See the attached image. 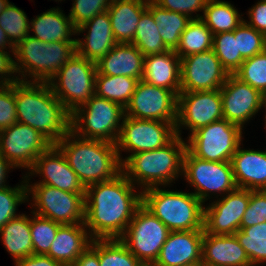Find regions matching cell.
Returning <instances> with one entry per match:
<instances>
[{"mask_svg": "<svg viewBox=\"0 0 266 266\" xmlns=\"http://www.w3.org/2000/svg\"><path fill=\"white\" fill-rule=\"evenodd\" d=\"M133 186L121 172L112 180L86 187L84 224L91 230V239H120L125 234L142 204V194L135 195Z\"/></svg>", "mask_w": 266, "mask_h": 266, "instance_id": "cell-1", "label": "cell"}, {"mask_svg": "<svg viewBox=\"0 0 266 266\" xmlns=\"http://www.w3.org/2000/svg\"><path fill=\"white\" fill-rule=\"evenodd\" d=\"M17 122L38 130L52 144L71 131V113L48 82H14Z\"/></svg>", "mask_w": 266, "mask_h": 266, "instance_id": "cell-2", "label": "cell"}, {"mask_svg": "<svg viewBox=\"0 0 266 266\" xmlns=\"http://www.w3.org/2000/svg\"><path fill=\"white\" fill-rule=\"evenodd\" d=\"M76 135L69 131L55 145L64 154L69 166L78 179L87 186L114 179L122 172L115 143L102 140L80 138L70 140Z\"/></svg>", "mask_w": 266, "mask_h": 266, "instance_id": "cell-3", "label": "cell"}, {"mask_svg": "<svg viewBox=\"0 0 266 266\" xmlns=\"http://www.w3.org/2000/svg\"><path fill=\"white\" fill-rule=\"evenodd\" d=\"M186 150V143L180 136H176L162 148L128 156L122 162V173L131 183L137 179L135 181H138L145 189L168 184L179 172L183 171Z\"/></svg>", "mask_w": 266, "mask_h": 266, "instance_id": "cell-4", "label": "cell"}, {"mask_svg": "<svg viewBox=\"0 0 266 266\" xmlns=\"http://www.w3.org/2000/svg\"><path fill=\"white\" fill-rule=\"evenodd\" d=\"M142 191V205L170 231L204 230V207L193 193L160 190Z\"/></svg>", "mask_w": 266, "mask_h": 266, "instance_id": "cell-5", "label": "cell"}, {"mask_svg": "<svg viewBox=\"0 0 266 266\" xmlns=\"http://www.w3.org/2000/svg\"><path fill=\"white\" fill-rule=\"evenodd\" d=\"M122 117H125V108L113 101L93 95L71 114V131L81 138L116 144L121 131L119 121ZM82 123L86 124V127L83 128Z\"/></svg>", "mask_w": 266, "mask_h": 266, "instance_id": "cell-6", "label": "cell"}, {"mask_svg": "<svg viewBox=\"0 0 266 266\" xmlns=\"http://www.w3.org/2000/svg\"><path fill=\"white\" fill-rule=\"evenodd\" d=\"M96 63L75 53L48 82L54 95L72 114L95 95ZM58 78L59 84L53 81Z\"/></svg>", "mask_w": 266, "mask_h": 266, "instance_id": "cell-7", "label": "cell"}, {"mask_svg": "<svg viewBox=\"0 0 266 266\" xmlns=\"http://www.w3.org/2000/svg\"><path fill=\"white\" fill-rule=\"evenodd\" d=\"M169 233L168 227L141 204L120 240L145 266H152Z\"/></svg>", "mask_w": 266, "mask_h": 266, "instance_id": "cell-8", "label": "cell"}, {"mask_svg": "<svg viewBox=\"0 0 266 266\" xmlns=\"http://www.w3.org/2000/svg\"><path fill=\"white\" fill-rule=\"evenodd\" d=\"M241 133L240 126L223 118L193 132L186 144L187 150L202 160L231 161L241 144Z\"/></svg>", "mask_w": 266, "mask_h": 266, "instance_id": "cell-9", "label": "cell"}, {"mask_svg": "<svg viewBox=\"0 0 266 266\" xmlns=\"http://www.w3.org/2000/svg\"><path fill=\"white\" fill-rule=\"evenodd\" d=\"M121 131L116 143L119 160L120 148L134 151L136 154L162 148L170 143L176 136V123L159 120L135 119L123 117Z\"/></svg>", "mask_w": 266, "mask_h": 266, "instance_id": "cell-10", "label": "cell"}, {"mask_svg": "<svg viewBox=\"0 0 266 266\" xmlns=\"http://www.w3.org/2000/svg\"><path fill=\"white\" fill-rule=\"evenodd\" d=\"M27 191L33 194L36 212L39 216L63 224L84 223L85 193L60 190L47 184H35Z\"/></svg>", "mask_w": 266, "mask_h": 266, "instance_id": "cell-11", "label": "cell"}, {"mask_svg": "<svg viewBox=\"0 0 266 266\" xmlns=\"http://www.w3.org/2000/svg\"><path fill=\"white\" fill-rule=\"evenodd\" d=\"M186 180L197 190L193 194L203 203L211 191L231 192L237 188L231 161H206L186 150L183 171Z\"/></svg>", "mask_w": 266, "mask_h": 266, "instance_id": "cell-12", "label": "cell"}, {"mask_svg": "<svg viewBox=\"0 0 266 266\" xmlns=\"http://www.w3.org/2000/svg\"><path fill=\"white\" fill-rule=\"evenodd\" d=\"M52 143L38 130L16 122L0 131V153L15 167L29 169Z\"/></svg>", "mask_w": 266, "mask_h": 266, "instance_id": "cell-13", "label": "cell"}, {"mask_svg": "<svg viewBox=\"0 0 266 266\" xmlns=\"http://www.w3.org/2000/svg\"><path fill=\"white\" fill-rule=\"evenodd\" d=\"M125 116L176 123L177 95L168 89L139 80L125 107Z\"/></svg>", "mask_w": 266, "mask_h": 266, "instance_id": "cell-14", "label": "cell"}, {"mask_svg": "<svg viewBox=\"0 0 266 266\" xmlns=\"http://www.w3.org/2000/svg\"><path fill=\"white\" fill-rule=\"evenodd\" d=\"M220 89L212 91L180 92L177 96L176 134L180 125L189 127L191 134L197 129L223 119Z\"/></svg>", "mask_w": 266, "mask_h": 266, "instance_id": "cell-15", "label": "cell"}, {"mask_svg": "<svg viewBox=\"0 0 266 266\" xmlns=\"http://www.w3.org/2000/svg\"><path fill=\"white\" fill-rule=\"evenodd\" d=\"M229 75L213 49L181 58V92L220 89Z\"/></svg>", "mask_w": 266, "mask_h": 266, "instance_id": "cell-16", "label": "cell"}, {"mask_svg": "<svg viewBox=\"0 0 266 266\" xmlns=\"http://www.w3.org/2000/svg\"><path fill=\"white\" fill-rule=\"evenodd\" d=\"M250 200V190L236 188L215 204L204 208V232L213 235H234Z\"/></svg>", "mask_w": 266, "mask_h": 266, "instance_id": "cell-17", "label": "cell"}, {"mask_svg": "<svg viewBox=\"0 0 266 266\" xmlns=\"http://www.w3.org/2000/svg\"><path fill=\"white\" fill-rule=\"evenodd\" d=\"M223 116L227 121L242 128L243 123L255 115L263 107V94L242 82L234 74L220 88Z\"/></svg>", "mask_w": 266, "mask_h": 266, "instance_id": "cell-18", "label": "cell"}, {"mask_svg": "<svg viewBox=\"0 0 266 266\" xmlns=\"http://www.w3.org/2000/svg\"><path fill=\"white\" fill-rule=\"evenodd\" d=\"M31 170L44 175L39 184H47L67 192L85 193L86 188L55 144L37 157Z\"/></svg>", "mask_w": 266, "mask_h": 266, "instance_id": "cell-19", "label": "cell"}, {"mask_svg": "<svg viewBox=\"0 0 266 266\" xmlns=\"http://www.w3.org/2000/svg\"><path fill=\"white\" fill-rule=\"evenodd\" d=\"M204 230L170 231L152 266H182L202 260Z\"/></svg>", "mask_w": 266, "mask_h": 266, "instance_id": "cell-20", "label": "cell"}, {"mask_svg": "<svg viewBox=\"0 0 266 266\" xmlns=\"http://www.w3.org/2000/svg\"><path fill=\"white\" fill-rule=\"evenodd\" d=\"M87 28L90 29L85 37L86 41L76 39V53L97 63L117 44L108 12L96 15L78 27L76 33Z\"/></svg>", "mask_w": 266, "mask_h": 266, "instance_id": "cell-21", "label": "cell"}, {"mask_svg": "<svg viewBox=\"0 0 266 266\" xmlns=\"http://www.w3.org/2000/svg\"><path fill=\"white\" fill-rule=\"evenodd\" d=\"M142 80L173 91L181 92V59L173 50L145 56Z\"/></svg>", "mask_w": 266, "mask_h": 266, "instance_id": "cell-22", "label": "cell"}, {"mask_svg": "<svg viewBox=\"0 0 266 266\" xmlns=\"http://www.w3.org/2000/svg\"><path fill=\"white\" fill-rule=\"evenodd\" d=\"M202 262L206 266H251L245 249L235 235H213L205 232Z\"/></svg>", "mask_w": 266, "mask_h": 266, "instance_id": "cell-23", "label": "cell"}, {"mask_svg": "<svg viewBox=\"0 0 266 266\" xmlns=\"http://www.w3.org/2000/svg\"><path fill=\"white\" fill-rule=\"evenodd\" d=\"M144 58L132 43H117L96 63L97 74L142 80Z\"/></svg>", "mask_w": 266, "mask_h": 266, "instance_id": "cell-24", "label": "cell"}, {"mask_svg": "<svg viewBox=\"0 0 266 266\" xmlns=\"http://www.w3.org/2000/svg\"><path fill=\"white\" fill-rule=\"evenodd\" d=\"M237 188L266 190V152L241 150L238 147L231 159Z\"/></svg>", "mask_w": 266, "mask_h": 266, "instance_id": "cell-25", "label": "cell"}, {"mask_svg": "<svg viewBox=\"0 0 266 266\" xmlns=\"http://www.w3.org/2000/svg\"><path fill=\"white\" fill-rule=\"evenodd\" d=\"M84 227V223L60 225L46 255L62 266H72L92 242Z\"/></svg>", "mask_w": 266, "mask_h": 266, "instance_id": "cell-26", "label": "cell"}, {"mask_svg": "<svg viewBox=\"0 0 266 266\" xmlns=\"http://www.w3.org/2000/svg\"><path fill=\"white\" fill-rule=\"evenodd\" d=\"M145 0H112L107 9L117 43H131L142 13L147 9Z\"/></svg>", "mask_w": 266, "mask_h": 266, "instance_id": "cell-27", "label": "cell"}, {"mask_svg": "<svg viewBox=\"0 0 266 266\" xmlns=\"http://www.w3.org/2000/svg\"><path fill=\"white\" fill-rule=\"evenodd\" d=\"M31 26L35 33V38L42 42H76V39H70V35L73 32L76 33L71 18L65 17V15L58 8H52L51 10L38 15L31 22Z\"/></svg>", "mask_w": 266, "mask_h": 266, "instance_id": "cell-28", "label": "cell"}, {"mask_svg": "<svg viewBox=\"0 0 266 266\" xmlns=\"http://www.w3.org/2000/svg\"><path fill=\"white\" fill-rule=\"evenodd\" d=\"M0 233L4 246L15 262L33 254L30 219L26 215L10 219L0 229Z\"/></svg>", "mask_w": 266, "mask_h": 266, "instance_id": "cell-29", "label": "cell"}, {"mask_svg": "<svg viewBox=\"0 0 266 266\" xmlns=\"http://www.w3.org/2000/svg\"><path fill=\"white\" fill-rule=\"evenodd\" d=\"M147 9L152 13L165 46L169 50L175 51L179 45L181 34L191 18L182 13L161 8L153 0L148 1Z\"/></svg>", "mask_w": 266, "mask_h": 266, "instance_id": "cell-30", "label": "cell"}, {"mask_svg": "<svg viewBox=\"0 0 266 266\" xmlns=\"http://www.w3.org/2000/svg\"><path fill=\"white\" fill-rule=\"evenodd\" d=\"M138 79L128 76L96 74L95 95L125 108L135 92Z\"/></svg>", "mask_w": 266, "mask_h": 266, "instance_id": "cell-31", "label": "cell"}, {"mask_svg": "<svg viewBox=\"0 0 266 266\" xmlns=\"http://www.w3.org/2000/svg\"><path fill=\"white\" fill-rule=\"evenodd\" d=\"M213 48V33L197 15L192 18L182 32L175 53L181 58L201 53Z\"/></svg>", "mask_w": 266, "mask_h": 266, "instance_id": "cell-32", "label": "cell"}, {"mask_svg": "<svg viewBox=\"0 0 266 266\" xmlns=\"http://www.w3.org/2000/svg\"><path fill=\"white\" fill-rule=\"evenodd\" d=\"M204 16L200 18L211 30L213 35L221 32H232L244 21L239 18L237 10L233 5L217 0H207Z\"/></svg>", "mask_w": 266, "mask_h": 266, "instance_id": "cell-33", "label": "cell"}, {"mask_svg": "<svg viewBox=\"0 0 266 266\" xmlns=\"http://www.w3.org/2000/svg\"><path fill=\"white\" fill-rule=\"evenodd\" d=\"M144 55L159 54L168 51L154 22L152 13L146 9L138 22L135 36L131 42Z\"/></svg>", "mask_w": 266, "mask_h": 266, "instance_id": "cell-34", "label": "cell"}, {"mask_svg": "<svg viewBox=\"0 0 266 266\" xmlns=\"http://www.w3.org/2000/svg\"><path fill=\"white\" fill-rule=\"evenodd\" d=\"M76 42H50L42 47L41 82H49L61 67L75 55Z\"/></svg>", "mask_w": 266, "mask_h": 266, "instance_id": "cell-35", "label": "cell"}, {"mask_svg": "<svg viewBox=\"0 0 266 266\" xmlns=\"http://www.w3.org/2000/svg\"><path fill=\"white\" fill-rule=\"evenodd\" d=\"M234 235L245 249L251 266L266 261V222L239 229Z\"/></svg>", "mask_w": 266, "mask_h": 266, "instance_id": "cell-36", "label": "cell"}, {"mask_svg": "<svg viewBox=\"0 0 266 266\" xmlns=\"http://www.w3.org/2000/svg\"><path fill=\"white\" fill-rule=\"evenodd\" d=\"M100 266H145L120 239H98Z\"/></svg>", "mask_w": 266, "mask_h": 266, "instance_id": "cell-37", "label": "cell"}, {"mask_svg": "<svg viewBox=\"0 0 266 266\" xmlns=\"http://www.w3.org/2000/svg\"><path fill=\"white\" fill-rule=\"evenodd\" d=\"M45 45V42L28 35L14 47L13 54L22 64L25 73L33 75L31 77H34V82H41V55L42 47Z\"/></svg>", "mask_w": 266, "mask_h": 266, "instance_id": "cell-38", "label": "cell"}, {"mask_svg": "<svg viewBox=\"0 0 266 266\" xmlns=\"http://www.w3.org/2000/svg\"><path fill=\"white\" fill-rule=\"evenodd\" d=\"M212 49L229 74H234L245 60L238 52L234 30L213 35Z\"/></svg>", "mask_w": 266, "mask_h": 266, "instance_id": "cell-39", "label": "cell"}, {"mask_svg": "<svg viewBox=\"0 0 266 266\" xmlns=\"http://www.w3.org/2000/svg\"><path fill=\"white\" fill-rule=\"evenodd\" d=\"M28 22L24 11L10 3L0 14V27L14 47L29 35L31 27Z\"/></svg>", "mask_w": 266, "mask_h": 266, "instance_id": "cell-40", "label": "cell"}, {"mask_svg": "<svg viewBox=\"0 0 266 266\" xmlns=\"http://www.w3.org/2000/svg\"><path fill=\"white\" fill-rule=\"evenodd\" d=\"M60 225V223L37 214L30 219L33 254L46 255L49 252Z\"/></svg>", "mask_w": 266, "mask_h": 266, "instance_id": "cell-41", "label": "cell"}, {"mask_svg": "<svg viewBox=\"0 0 266 266\" xmlns=\"http://www.w3.org/2000/svg\"><path fill=\"white\" fill-rule=\"evenodd\" d=\"M242 82L266 93V52L263 51L251 58L245 59L234 73Z\"/></svg>", "mask_w": 266, "mask_h": 266, "instance_id": "cell-42", "label": "cell"}, {"mask_svg": "<svg viewBox=\"0 0 266 266\" xmlns=\"http://www.w3.org/2000/svg\"><path fill=\"white\" fill-rule=\"evenodd\" d=\"M237 38L238 52L248 59L264 51V34L243 22L234 29Z\"/></svg>", "mask_w": 266, "mask_h": 266, "instance_id": "cell-43", "label": "cell"}, {"mask_svg": "<svg viewBox=\"0 0 266 266\" xmlns=\"http://www.w3.org/2000/svg\"><path fill=\"white\" fill-rule=\"evenodd\" d=\"M14 79V80H13ZM20 78H5L0 81V131L17 122L14 82Z\"/></svg>", "mask_w": 266, "mask_h": 266, "instance_id": "cell-44", "label": "cell"}, {"mask_svg": "<svg viewBox=\"0 0 266 266\" xmlns=\"http://www.w3.org/2000/svg\"><path fill=\"white\" fill-rule=\"evenodd\" d=\"M27 183L16 188L8 186L0 188V229L12 218L17 217L15 214L16 206L27 199Z\"/></svg>", "mask_w": 266, "mask_h": 266, "instance_id": "cell-45", "label": "cell"}, {"mask_svg": "<svg viewBox=\"0 0 266 266\" xmlns=\"http://www.w3.org/2000/svg\"><path fill=\"white\" fill-rule=\"evenodd\" d=\"M112 0H75L69 17L77 29L98 14L107 11Z\"/></svg>", "mask_w": 266, "mask_h": 266, "instance_id": "cell-46", "label": "cell"}, {"mask_svg": "<svg viewBox=\"0 0 266 266\" xmlns=\"http://www.w3.org/2000/svg\"><path fill=\"white\" fill-rule=\"evenodd\" d=\"M266 222V190H250V200L240 229Z\"/></svg>", "mask_w": 266, "mask_h": 266, "instance_id": "cell-47", "label": "cell"}, {"mask_svg": "<svg viewBox=\"0 0 266 266\" xmlns=\"http://www.w3.org/2000/svg\"><path fill=\"white\" fill-rule=\"evenodd\" d=\"M161 8L182 13L192 19L190 14L205 9L207 0H153ZM191 12V13H190Z\"/></svg>", "mask_w": 266, "mask_h": 266, "instance_id": "cell-48", "label": "cell"}, {"mask_svg": "<svg viewBox=\"0 0 266 266\" xmlns=\"http://www.w3.org/2000/svg\"><path fill=\"white\" fill-rule=\"evenodd\" d=\"M250 16V27L255 28L257 31L266 34V0H262L253 6L248 12Z\"/></svg>", "mask_w": 266, "mask_h": 266, "instance_id": "cell-49", "label": "cell"}, {"mask_svg": "<svg viewBox=\"0 0 266 266\" xmlns=\"http://www.w3.org/2000/svg\"><path fill=\"white\" fill-rule=\"evenodd\" d=\"M72 266H100L98 239H92L90 246L77 258Z\"/></svg>", "mask_w": 266, "mask_h": 266, "instance_id": "cell-50", "label": "cell"}, {"mask_svg": "<svg viewBox=\"0 0 266 266\" xmlns=\"http://www.w3.org/2000/svg\"><path fill=\"white\" fill-rule=\"evenodd\" d=\"M16 266H62L59 262L53 260L47 255L32 254L29 257L16 261Z\"/></svg>", "mask_w": 266, "mask_h": 266, "instance_id": "cell-51", "label": "cell"}, {"mask_svg": "<svg viewBox=\"0 0 266 266\" xmlns=\"http://www.w3.org/2000/svg\"><path fill=\"white\" fill-rule=\"evenodd\" d=\"M19 63L15 62L12 57H10V55L8 54V52H5L3 50L0 49V74L5 75L6 73L8 74H13L14 72H22L23 77H25V75L23 74L24 71H20L22 70L21 66L19 65Z\"/></svg>", "mask_w": 266, "mask_h": 266, "instance_id": "cell-52", "label": "cell"}, {"mask_svg": "<svg viewBox=\"0 0 266 266\" xmlns=\"http://www.w3.org/2000/svg\"><path fill=\"white\" fill-rule=\"evenodd\" d=\"M9 167H14L1 153H0V188L6 187L5 175ZM4 184V185H3Z\"/></svg>", "mask_w": 266, "mask_h": 266, "instance_id": "cell-53", "label": "cell"}, {"mask_svg": "<svg viewBox=\"0 0 266 266\" xmlns=\"http://www.w3.org/2000/svg\"><path fill=\"white\" fill-rule=\"evenodd\" d=\"M8 38L6 36V33L4 32V30L0 27V49L3 50L5 49V45L8 44L10 45L9 47L12 48V52L14 53V46L11 44V42H8Z\"/></svg>", "mask_w": 266, "mask_h": 266, "instance_id": "cell-54", "label": "cell"}, {"mask_svg": "<svg viewBox=\"0 0 266 266\" xmlns=\"http://www.w3.org/2000/svg\"><path fill=\"white\" fill-rule=\"evenodd\" d=\"M182 266H206V265L202 262V260H200L196 262L186 263Z\"/></svg>", "mask_w": 266, "mask_h": 266, "instance_id": "cell-55", "label": "cell"}, {"mask_svg": "<svg viewBox=\"0 0 266 266\" xmlns=\"http://www.w3.org/2000/svg\"><path fill=\"white\" fill-rule=\"evenodd\" d=\"M9 4L8 0H0V14Z\"/></svg>", "mask_w": 266, "mask_h": 266, "instance_id": "cell-56", "label": "cell"}, {"mask_svg": "<svg viewBox=\"0 0 266 266\" xmlns=\"http://www.w3.org/2000/svg\"><path fill=\"white\" fill-rule=\"evenodd\" d=\"M262 105L264 106H266V93L265 94H263V103H262ZM266 121V120H265Z\"/></svg>", "mask_w": 266, "mask_h": 266, "instance_id": "cell-57", "label": "cell"}, {"mask_svg": "<svg viewBox=\"0 0 266 266\" xmlns=\"http://www.w3.org/2000/svg\"><path fill=\"white\" fill-rule=\"evenodd\" d=\"M264 51L266 52V34L264 35Z\"/></svg>", "mask_w": 266, "mask_h": 266, "instance_id": "cell-58", "label": "cell"}]
</instances>
